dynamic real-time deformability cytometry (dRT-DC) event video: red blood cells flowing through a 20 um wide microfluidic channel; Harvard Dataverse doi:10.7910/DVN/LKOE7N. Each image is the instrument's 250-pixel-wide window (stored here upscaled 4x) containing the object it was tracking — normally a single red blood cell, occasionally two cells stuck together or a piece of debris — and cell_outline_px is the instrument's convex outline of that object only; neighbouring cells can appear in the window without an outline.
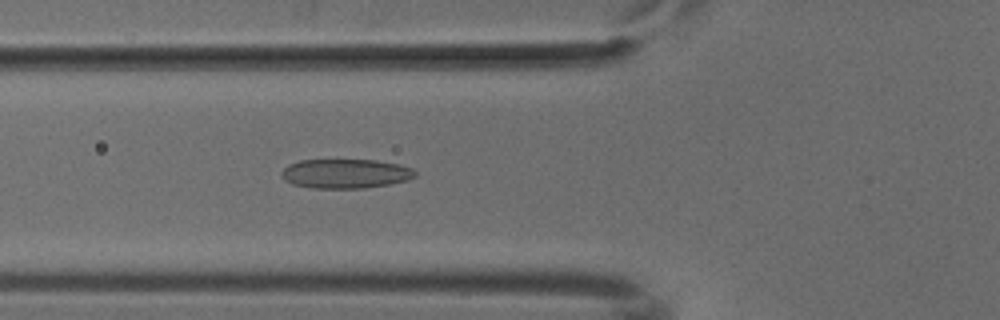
{"species": "common noctule bat (a hibernating species)", "species_latin": "Nyctalus noctula", "temperature_condition": "cold", "stored_images_in_passage": 51, "camera_frame_rate_fps": 3000, "um_per_image_px": 0.085, "animal": {"sex": "male", "body_mass_g": 18.8}, "frame": {"image": 1, "passage_image": 18, "time_ms": 5.667, "image_size_px": [1000, 320], "cell_outline_px": [[416, 176], [408, 180], [388, 184], [364, 188], [312, 188], [292, 184], [284, 180], [280, 172], [288, 164], [300, 160], [376, 160], [400, 164], [412, 168], [416, 172]], "centroid_in_image_um": [29.36, 14.75], "position_along_channel_um": 96.4, "area_um2": 22.95}}
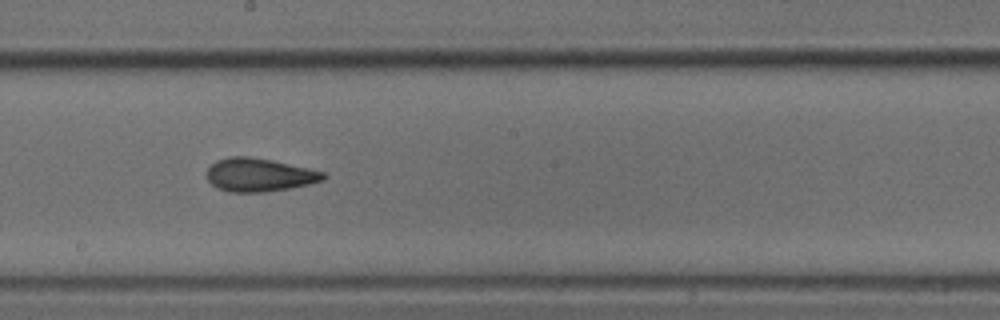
{"frame": {"image": 2, "passage_image": 28, "time_ms": 9.0, "image_size_px": [1000, 320], "cell_outline_px": [[328, 176], [324, 180], [308, 184], [288, 188], [264, 192], [228, 192], [216, 188], [208, 180], [208, 168], [216, 160], [228, 156], [248, 156], [272, 160], [308, 168], [324, 172]], "centroid_in_image_um": [22.02, 14.86], "position_along_channel_um": 226.2, "area_um2": 22.6}}
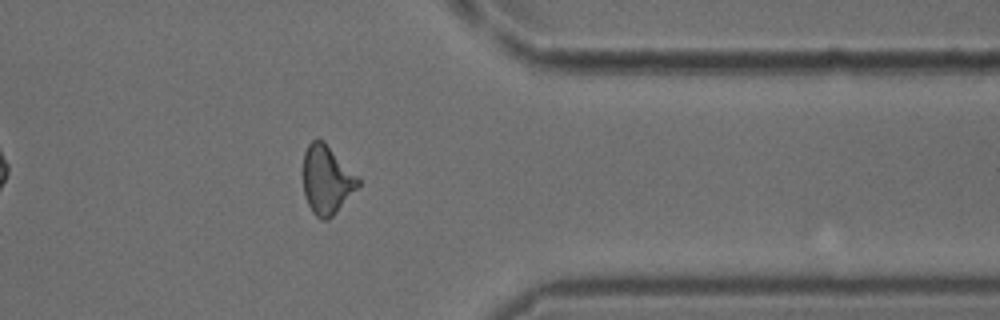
{"frame": {"image": 3, "passage_image": 41, "time_ms": 13.333, "image_size_px": [1000, 320], "cell_outline_px": [[360, 184], [336, 212], [328, 220], [320, 220], [312, 212], [308, 204], [304, 192], [304, 152], [308, 144], [312, 140], [324, 140], [360, 180]], "centroid_in_image_um": [27.75, 15.29], "position_along_channel_um": 383.6, "area_um2": 21.62}}